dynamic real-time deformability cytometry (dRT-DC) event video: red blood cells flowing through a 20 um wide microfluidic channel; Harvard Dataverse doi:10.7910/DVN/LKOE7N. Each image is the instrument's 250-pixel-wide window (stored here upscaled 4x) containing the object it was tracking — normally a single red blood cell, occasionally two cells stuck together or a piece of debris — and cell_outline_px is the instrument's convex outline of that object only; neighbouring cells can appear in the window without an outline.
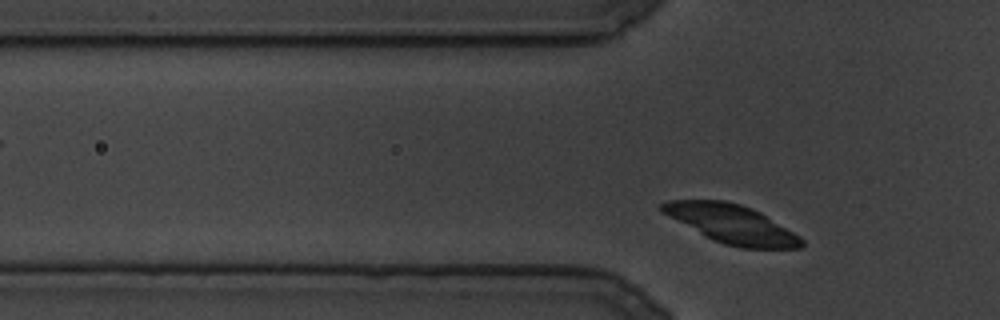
{"species": "common noctule bat (a hibernating species)", "species_latin": "Nyctalus noctula", "temperature_condition": "cold", "stored_images_in_passage": 100, "camera_frame_rate_fps": 3000, "um_per_image_px": 0.085, "animal": {"sex": "male", "body_mass_g": 19.5, "forearm_length_mm": 54.6}, "frame": {"image": 1, "passage_image": 15, "time_ms": 4.667, "image_size_px": [1000, 320], "cell_outline_px": [[804, 244], [800, 248], [740, 248], [724, 244], [712, 240], [660, 212], [660, 204], [668, 200], [724, 200], [740, 204], [752, 208], [760, 212], [800, 236], [804, 240]], "centroid_in_image_um": [62.17, 19.04], "position_along_channel_um": 63.6, "area_um2": 31.39}}